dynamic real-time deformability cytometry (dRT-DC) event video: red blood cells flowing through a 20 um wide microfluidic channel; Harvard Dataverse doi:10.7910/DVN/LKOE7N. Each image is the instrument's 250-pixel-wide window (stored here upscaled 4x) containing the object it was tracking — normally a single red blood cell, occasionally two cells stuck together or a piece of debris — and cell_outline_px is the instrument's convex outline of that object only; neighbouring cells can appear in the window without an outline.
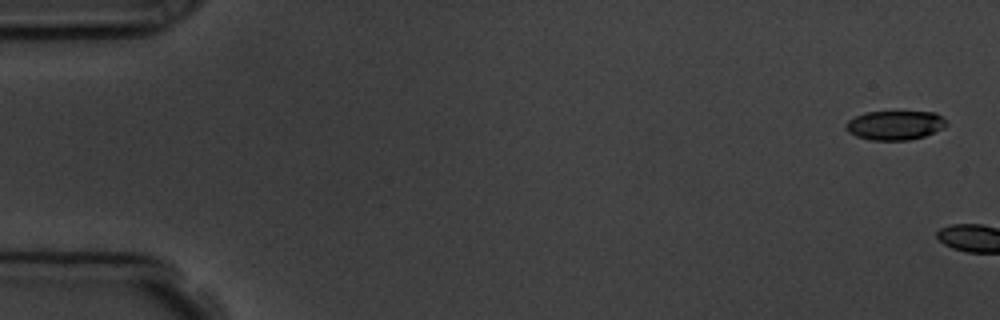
{"species": "common noctule bat (a hibernating species)", "species_latin": "Nyctalus noctula", "temperature_condition": "room temperature", "stored_images_in_passage": 2, "camera_frame_rate_fps": 3000, "um_per_image_px": 0.085, "animal": {"sex": "male", "body_mass_g": 19.5, "forearm_length_mm": 54.6}, "frame": {"image": 1, "passage_image": 1, "time_ms": 0.0, "image_size_px": [1000, 320], "cell_outline_px": [[948, 124], [944, 128], [924, 136], [908, 140], [872, 140], [856, 136], [848, 132], [844, 128], [844, 124], [848, 120], [864, 112], [936, 112], [948, 120]], "centroid_in_image_um": [76.08, 10.64], "position_along_channel_um": 8.9, "area_um2": 17.28}}